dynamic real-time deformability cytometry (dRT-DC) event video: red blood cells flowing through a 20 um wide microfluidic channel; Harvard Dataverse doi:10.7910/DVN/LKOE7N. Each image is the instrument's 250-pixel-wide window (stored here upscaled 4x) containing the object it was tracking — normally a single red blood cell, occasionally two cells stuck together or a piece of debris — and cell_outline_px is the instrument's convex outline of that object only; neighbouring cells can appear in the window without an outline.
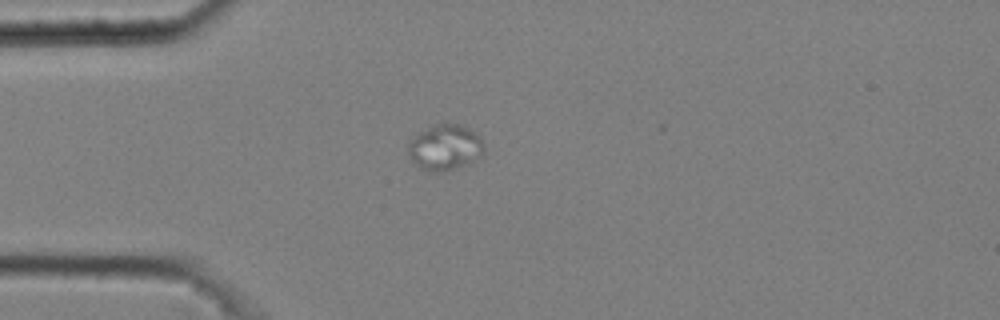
{"species": "common noctule bat (a hibernating species)", "species_latin": "Nyctalus noctula", "temperature_condition": "cold", "stored_images_in_passage": 4, "camera_frame_rate_fps": 3000, "um_per_image_px": 0.085, "animal": {"sex": "male", "body_mass_g": 20.4}, "frame": {"image": 1, "passage_image": 4, "time_ms": 1.0, "image_size_px": [1000, 320], "cell_outline_px": [[484, 152], [476, 160], [452, 168], [432, 172], [420, 168], [412, 160], [408, 152], [408, 144], [420, 132], [436, 124], [460, 124], [468, 128], [480, 136], [484, 148]], "centroid_in_image_um": [37.84, 12.52], "position_along_channel_um": 47.2, "area_um2": 19.65}}